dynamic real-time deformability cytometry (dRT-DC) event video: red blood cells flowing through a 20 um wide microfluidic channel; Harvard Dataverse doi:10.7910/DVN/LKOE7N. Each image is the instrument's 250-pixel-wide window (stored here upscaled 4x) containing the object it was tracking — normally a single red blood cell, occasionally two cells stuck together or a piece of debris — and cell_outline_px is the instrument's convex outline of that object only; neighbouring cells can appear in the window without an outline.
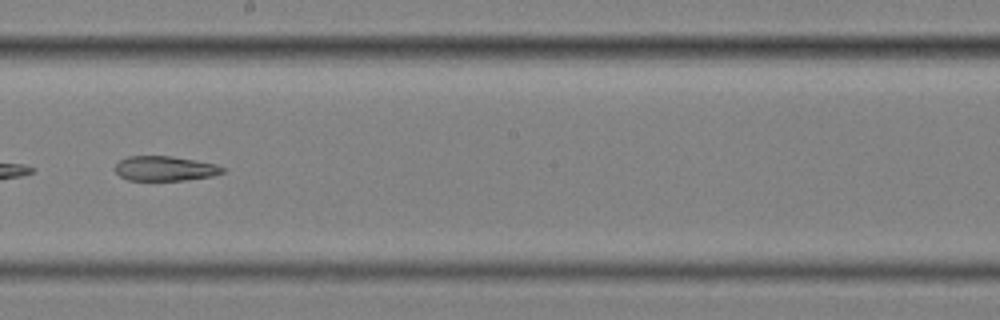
{"species": "common noctule bat (a hibernating species)", "species_latin": "Nyctalus noctula", "temperature_condition": "cold", "stored_images_in_passage": 56, "camera_frame_rate_fps": 3000, "um_per_image_px": 0.085, "animal": {"sex": "female", "body_mass_g": 25.1}, "frame": {"image": 1, "passage_image": 32, "time_ms": 10.333, "image_size_px": [1000, 320], "cell_outline_px": [[224, 172], [212, 176], [184, 180], [128, 180], [120, 176], [116, 172], [116, 164], [120, 160], [128, 156], [172, 156], [216, 164], [224, 168]], "centroid_in_image_um": [14.02, 14.32], "position_along_channel_um": 234.2, "area_um2": 15.37}}